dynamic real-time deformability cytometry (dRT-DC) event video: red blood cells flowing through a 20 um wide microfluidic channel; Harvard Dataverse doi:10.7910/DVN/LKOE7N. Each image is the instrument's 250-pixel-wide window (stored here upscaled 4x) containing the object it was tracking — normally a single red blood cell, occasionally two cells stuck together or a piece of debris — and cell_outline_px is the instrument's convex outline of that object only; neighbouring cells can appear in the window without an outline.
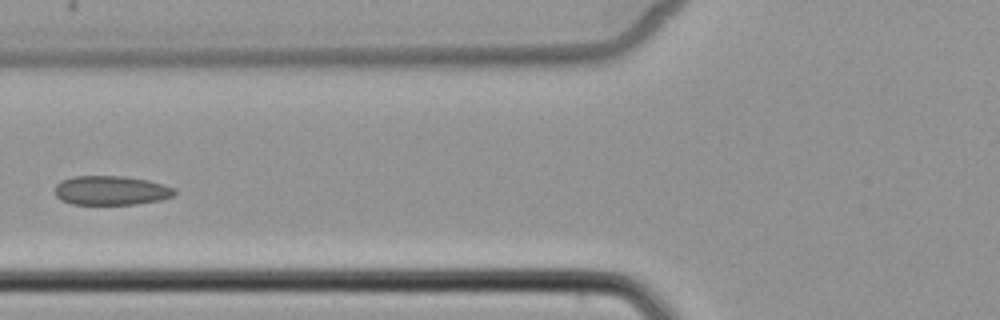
{"species": "common noctule bat (a hibernating species)", "species_latin": "Nyctalus noctula", "temperature_condition": "cold", "stored_images_in_passage": 3, "camera_frame_rate_fps": 3000, "um_per_image_px": 0.085, "animal": {"sex": "female", "body_mass_g": 22.7, "forearm_length_mm": 54.2}, "frame": {"image": 1, "passage_image": 3, "time_ms": 2.333, "image_size_px": [1000, 320], "cell_outline_px": [[176, 192], [172, 196], [160, 200], [136, 204], [72, 204], [60, 200], [56, 196], [56, 184], [60, 180], [72, 176], [124, 176], [148, 180], [164, 184], [176, 188]], "centroid_in_image_um": [9.44, 16.18], "position_along_channel_um": 116.4, "area_um2": 20.52}}